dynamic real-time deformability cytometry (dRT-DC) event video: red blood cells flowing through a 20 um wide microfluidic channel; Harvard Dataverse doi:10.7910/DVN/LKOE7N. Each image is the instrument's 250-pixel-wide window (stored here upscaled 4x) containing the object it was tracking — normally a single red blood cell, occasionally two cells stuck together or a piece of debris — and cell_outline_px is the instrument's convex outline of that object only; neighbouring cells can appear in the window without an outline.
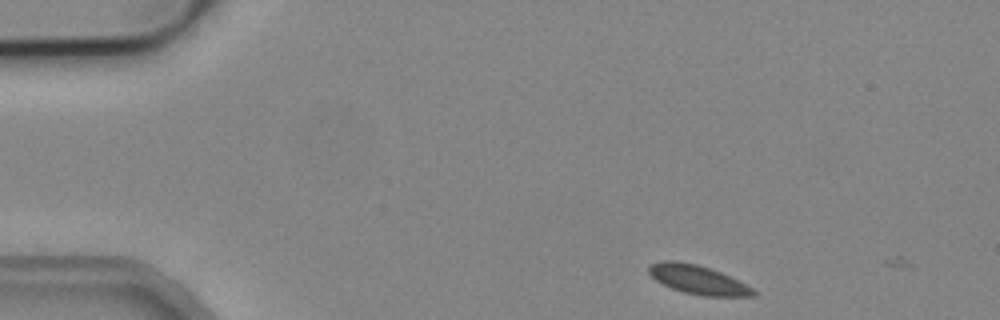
{"species": "common noctule bat (a hibernating species)", "species_latin": "Nyctalus noctula", "temperature_condition": "cold", "stored_images_in_passage": 2, "camera_frame_rate_fps": 3000, "um_per_image_px": 0.085, "animal": {"sex": "male", "body_mass_g": 19.2, "forearm_length_mm": 51.8}, "frame": {"image": 1, "passage_image": 1, "time_ms": 0.0, "image_size_px": [1000, 320], "cell_outline_px": [[756, 296], [704, 296], [684, 292], [672, 288], [656, 280], [648, 272], [648, 264], [664, 260], [676, 260], [696, 264], [720, 272], [752, 288], [756, 292]], "centroid_in_image_um": [59.28, 23.76], "position_along_channel_um": 25.7, "area_um2": 17.34}}